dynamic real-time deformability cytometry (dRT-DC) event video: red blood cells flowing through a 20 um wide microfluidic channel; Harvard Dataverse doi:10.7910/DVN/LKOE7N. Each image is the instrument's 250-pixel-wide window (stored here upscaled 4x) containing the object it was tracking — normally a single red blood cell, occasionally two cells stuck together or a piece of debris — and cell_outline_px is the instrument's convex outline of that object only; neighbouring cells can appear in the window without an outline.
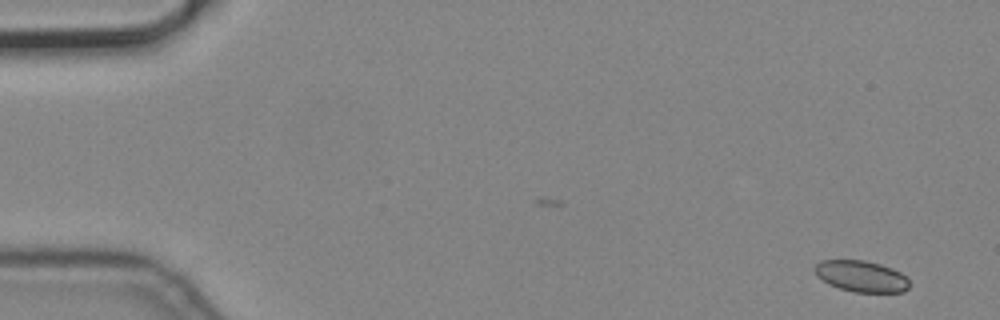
{"species": "common noctule bat (a hibernating species)", "species_latin": "Nyctalus noctula", "temperature_condition": "cold", "stored_images_in_passage": 4, "camera_frame_rate_fps": 3000, "um_per_image_px": 0.085, "animal": {"sex": "male", "body_mass_g": 19.2, "forearm_length_mm": 51.8}, "frame": {"image": 1, "passage_image": 1, "time_ms": 0.0, "image_size_px": [1000, 320], "cell_outline_px": [[908, 288], [904, 292], [856, 292], [840, 288], [828, 284], [816, 276], [812, 268], [820, 260], [864, 260], [880, 264], [892, 268], [900, 272], [908, 280]], "centroid_in_image_um": [73.16, 23.47], "position_along_channel_um": 11.8, "area_um2": 17.28}}